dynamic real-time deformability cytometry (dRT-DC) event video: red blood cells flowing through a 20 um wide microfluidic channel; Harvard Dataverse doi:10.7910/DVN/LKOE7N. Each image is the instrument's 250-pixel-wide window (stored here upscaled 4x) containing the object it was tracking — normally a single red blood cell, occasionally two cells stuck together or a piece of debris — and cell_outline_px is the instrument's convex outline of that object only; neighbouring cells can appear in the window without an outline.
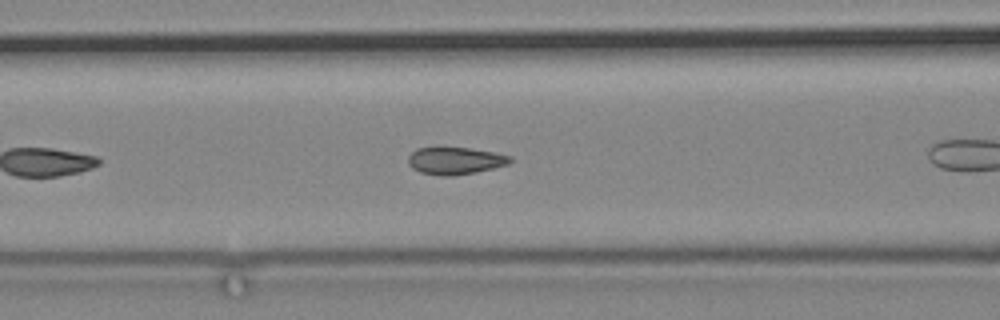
{"species": "common noctule bat (a hibernating species)", "species_latin": "Nyctalus noctula", "temperature_condition": "cold", "stored_images_in_passage": 12, "camera_frame_rate_fps": 3000, "um_per_image_px": 0.085, "animal": {"sex": "male", "body_mass_g": 19.2, "forearm_length_mm": 51.8}, "frame": {"image": 1, "passage_image": 4, "time_ms": 1.0, "image_size_px": [1000, 320], "cell_outline_px": [[512, 160], [508, 164], [492, 168], [452, 176], [440, 176], [420, 172], [412, 168], [408, 164], [408, 156], [416, 148], [468, 148], [496, 152], [512, 156]], "centroid_in_image_um": [38.68, 13.66], "position_along_channel_um": 127.9, "area_um2": 16.07}}